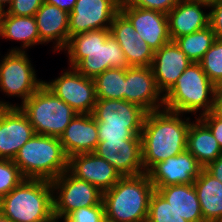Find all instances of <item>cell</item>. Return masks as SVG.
Returning a JSON list of instances; mask_svg holds the SVG:
<instances>
[{
	"label": "cell",
	"instance_id": "cell-3",
	"mask_svg": "<svg viewBox=\"0 0 222 222\" xmlns=\"http://www.w3.org/2000/svg\"><path fill=\"white\" fill-rule=\"evenodd\" d=\"M154 186L147 173L122 176L103 192L105 216L118 222H146Z\"/></svg>",
	"mask_w": 222,
	"mask_h": 222
},
{
	"label": "cell",
	"instance_id": "cell-28",
	"mask_svg": "<svg viewBox=\"0 0 222 222\" xmlns=\"http://www.w3.org/2000/svg\"><path fill=\"white\" fill-rule=\"evenodd\" d=\"M215 40V33L209 25L194 33L178 37L174 41L191 62L199 63Z\"/></svg>",
	"mask_w": 222,
	"mask_h": 222
},
{
	"label": "cell",
	"instance_id": "cell-25",
	"mask_svg": "<svg viewBox=\"0 0 222 222\" xmlns=\"http://www.w3.org/2000/svg\"><path fill=\"white\" fill-rule=\"evenodd\" d=\"M154 189L188 222H205L193 184H176Z\"/></svg>",
	"mask_w": 222,
	"mask_h": 222
},
{
	"label": "cell",
	"instance_id": "cell-24",
	"mask_svg": "<svg viewBox=\"0 0 222 222\" xmlns=\"http://www.w3.org/2000/svg\"><path fill=\"white\" fill-rule=\"evenodd\" d=\"M0 37L9 41H21L20 47H14L9 51L27 52V49L44 44L40 40L34 16H14L4 11L0 15Z\"/></svg>",
	"mask_w": 222,
	"mask_h": 222
},
{
	"label": "cell",
	"instance_id": "cell-14",
	"mask_svg": "<svg viewBox=\"0 0 222 222\" xmlns=\"http://www.w3.org/2000/svg\"><path fill=\"white\" fill-rule=\"evenodd\" d=\"M35 134L19 107H0V159L13 160Z\"/></svg>",
	"mask_w": 222,
	"mask_h": 222
},
{
	"label": "cell",
	"instance_id": "cell-22",
	"mask_svg": "<svg viewBox=\"0 0 222 222\" xmlns=\"http://www.w3.org/2000/svg\"><path fill=\"white\" fill-rule=\"evenodd\" d=\"M98 126L92 114H77L59 137L69 158L75 154L94 152L98 140Z\"/></svg>",
	"mask_w": 222,
	"mask_h": 222
},
{
	"label": "cell",
	"instance_id": "cell-8",
	"mask_svg": "<svg viewBox=\"0 0 222 222\" xmlns=\"http://www.w3.org/2000/svg\"><path fill=\"white\" fill-rule=\"evenodd\" d=\"M34 68L26 51H8L0 59V91L21 99V104L0 99V107H19L43 85Z\"/></svg>",
	"mask_w": 222,
	"mask_h": 222
},
{
	"label": "cell",
	"instance_id": "cell-31",
	"mask_svg": "<svg viewBox=\"0 0 222 222\" xmlns=\"http://www.w3.org/2000/svg\"><path fill=\"white\" fill-rule=\"evenodd\" d=\"M210 81L216 86H222V41L215 40L204 57L199 62Z\"/></svg>",
	"mask_w": 222,
	"mask_h": 222
},
{
	"label": "cell",
	"instance_id": "cell-18",
	"mask_svg": "<svg viewBox=\"0 0 222 222\" xmlns=\"http://www.w3.org/2000/svg\"><path fill=\"white\" fill-rule=\"evenodd\" d=\"M68 171L78 179L91 183L102 193L111 189L122 177L111 164L93 152L70 156Z\"/></svg>",
	"mask_w": 222,
	"mask_h": 222
},
{
	"label": "cell",
	"instance_id": "cell-26",
	"mask_svg": "<svg viewBox=\"0 0 222 222\" xmlns=\"http://www.w3.org/2000/svg\"><path fill=\"white\" fill-rule=\"evenodd\" d=\"M193 185L204 221L222 222V182L203 168Z\"/></svg>",
	"mask_w": 222,
	"mask_h": 222
},
{
	"label": "cell",
	"instance_id": "cell-41",
	"mask_svg": "<svg viewBox=\"0 0 222 222\" xmlns=\"http://www.w3.org/2000/svg\"><path fill=\"white\" fill-rule=\"evenodd\" d=\"M77 0H45L48 4L59 7L61 10H64L70 13Z\"/></svg>",
	"mask_w": 222,
	"mask_h": 222
},
{
	"label": "cell",
	"instance_id": "cell-9",
	"mask_svg": "<svg viewBox=\"0 0 222 222\" xmlns=\"http://www.w3.org/2000/svg\"><path fill=\"white\" fill-rule=\"evenodd\" d=\"M51 184L54 219H63L73 210L95 206L103 200V193L97 187L78 179L68 170L52 180Z\"/></svg>",
	"mask_w": 222,
	"mask_h": 222
},
{
	"label": "cell",
	"instance_id": "cell-12",
	"mask_svg": "<svg viewBox=\"0 0 222 222\" xmlns=\"http://www.w3.org/2000/svg\"><path fill=\"white\" fill-rule=\"evenodd\" d=\"M119 11L154 52L171 41L167 14L138 8L124 0L120 2Z\"/></svg>",
	"mask_w": 222,
	"mask_h": 222
},
{
	"label": "cell",
	"instance_id": "cell-34",
	"mask_svg": "<svg viewBox=\"0 0 222 222\" xmlns=\"http://www.w3.org/2000/svg\"><path fill=\"white\" fill-rule=\"evenodd\" d=\"M97 126L99 142L141 139L140 135H135L129 128L126 127H104V124H97Z\"/></svg>",
	"mask_w": 222,
	"mask_h": 222
},
{
	"label": "cell",
	"instance_id": "cell-4",
	"mask_svg": "<svg viewBox=\"0 0 222 222\" xmlns=\"http://www.w3.org/2000/svg\"><path fill=\"white\" fill-rule=\"evenodd\" d=\"M0 211L12 222H51L54 219L51 181L24 179L0 200Z\"/></svg>",
	"mask_w": 222,
	"mask_h": 222
},
{
	"label": "cell",
	"instance_id": "cell-30",
	"mask_svg": "<svg viewBox=\"0 0 222 222\" xmlns=\"http://www.w3.org/2000/svg\"><path fill=\"white\" fill-rule=\"evenodd\" d=\"M146 222H188L181 217L156 190L149 200Z\"/></svg>",
	"mask_w": 222,
	"mask_h": 222
},
{
	"label": "cell",
	"instance_id": "cell-23",
	"mask_svg": "<svg viewBox=\"0 0 222 222\" xmlns=\"http://www.w3.org/2000/svg\"><path fill=\"white\" fill-rule=\"evenodd\" d=\"M34 17L44 45L53 42L52 52L63 51L69 41V13L44 1Z\"/></svg>",
	"mask_w": 222,
	"mask_h": 222
},
{
	"label": "cell",
	"instance_id": "cell-37",
	"mask_svg": "<svg viewBox=\"0 0 222 222\" xmlns=\"http://www.w3.org/2000/svg\"><path fill=\"white\" fill-rule=\"evenodd\" d=\"M209 25L217 40L222 41V0H209Z\"/></svg>",
	"mask_w": 222,
	"mask_h": 222
},
{
	"label": "cell",
	"instance_id": "cell-44",
	"mask_svg": "<svg viewBox=\"0 0 222 222\" xmlns=\"http://www.w3.org/2000/svg\"><path fill=\"white\" fill-rule=\"evenodd\" d=\"M102 222H118V221L109 219L108 217L105 216Z\"/></svg>",
	"mask_w": 222,
	"mask_h": 222
},
{
	"label": "cell",
	"instance_id": "cell-10",
	"mask_svg": "<svg viewBox=\"0 0 222 222\" xmlns=\"http://www.w3.org/2000/svg\"><path fill=\"white\" fill-rule=\"evenodd\" d=\"M69 68L54 80H44L43 84L78 114H92L97 100L94 80L80 74L73 67Z\"/></svg>",
	"mask_w": 222,
	"mask_h": 222
},
{
	"label": "cell",
	"instance_id": "cell-6",
	"mask_svg": "<svg viewBox=\"0 0 222 222\" xmlns=\"http://www.w3.org/2000/svg\"><path fill=\"white\" fill-rule=\"evenodd\" d=\"M216 88L201 64L192 62L164 94V108L185 115L200 112V117L211 112Z\"/></svg>",
	"mask_w": 222,
	"mask_h": 222
},
{
	"label": "cell",
	"instance_id": "cell-2",
	"mask_svg": "<svg viewBox=\"0 0 222 222\" xmlns=\"http://www.w3.org/2000/svg\"><path fill=\"white\" fill-rule=\"evenodd\" d=\"M63 50L68 54L69 67L87 78L94 79L109 68L128 67L123 50L111 35L110 29L71 36Z\"/></svg>",
	"mask_w": 222,
	"mask_h": 222
},
{
	"label": "cell",
	"instance_id": "cell-35",
	"mask_svg": "<svg viewBox=\"0 0 222 222\" xmlns=\"http://www.w3.org/2000/svg\"><path fill=\"white\" fill-rule=\"evenodd\" d=\"M45 0H13L4 10L14 16H35Z\"/></svg>",
	"mask_w": 222,
	"mask_h": 222
},
{
	"label": "cell",
	"instance_id": "cell-16",
	"mask_svg": "<svg viewBox=\"0 0 222 222\" xmlns=\"http://www.w3.org/2000/svg\"><path fill=\"white\" fill-rule=\"evenodd\" d=\"M204 167L187 150L155 164L148 172L154 187L193 184Z\"/></svg>",
	"mask_w": 222,
	"mask_h": 222
},
{
	"label": "cell",
	"instance_id": "cell-43",
	"mask_svg": "<svg viewBox=\"0 0 222 222\" xmlns=\"http://www.w3.org/2000/svg\"><path fill=\"white\" fill-rule=\"evenodd\" d=\"M0 222H12V221L0 211Z\"/></svg>",
	"mask_w": 222,
	"mask_h": 222
},
{
	"label": "cell",
	"instance_id": "cell-39",
	"mask_svg": "<svg viewBox=\"0 0 222 222\" xmlns=\"http://www.w3.org/2000/svg\"><path fill=\"white\" fill-rule=\"evenodd\" d=\"M211 113L222 120V86L216 88Z\"/></svg>",
	"mask_w": 222,
	"mask_h": 222
},
{
	"label": "cell",
	"instance_id": "cell-27",
	"mask_svg": "<svg viewBox=\"0 0 222 222\" xmlns=\"http://www.w3.org/2000/svg\"><path fill=\"white\" fill-rule=\"evenodd\" d=\"M187 151L204 168L222 154V149L212 132L197 116L188 129Z\"/></svg>",
	"mask_w": 222,
	"mask_h": 222
},
{
	"label": "cell",
	"instance_id": "cell-13",
	"mask_svg": "<svg viewBox=\"0 0 222 222\" xmlns=\"http://www.w3.org/2000/svg\"><path fill=\"white\" fill-rule=\"evenodd\" d=\"M125 100L147 113L164 108V95L158 89L151 67L126 68Z\"/></svg>",
	"mask_w": 222,
	"mask_h": 222
},
{
	"label": "cell",
	"instance_id": "cell-20",
	"mask_svg": "<svg viewBox=\"0 0 222 222\" xmlns=\"http://www.w3.org/2000/svg\"><path fill=\"white\" fill-rule=\"evenodd\" d=\"M207 8L209 0H181L176 4L167 13L171 40L209 26V13L205 11Z\"/></svg>",
	"mask_w": 222,
	"mask_h": 222
},
{
	"label": "cell",
	"instance_id": "cell-1",
	"mask_svg": "<svg viewBox=\"0 0 222 222\" xmlns=\"http://www.w3.org/2000/svg\"><path fill=\"white\" fill-rule=\"evenodd\" d=\"M190 124V117L165 108L146 113L140 135L145 173L155 164L187 150Z\"/></svg>",
	"mask_w": 222,
	"mask_h": 222
},
{
	"label": "cell",
	"instance_id": "cell-29",
	"mask_svg": "<svg viewBox=\"0 0 222 222\" xmlns=\"http://www.w3.org/2000/svg\"><path fill=\"white\" fill-rule=\"evenodd\" d=\"M126 68H109L94 80L97 99L125 100Z\"/></svg>",
	"mask_w": 222,
	"mask_h": 222
},
{
	"label": "cell",
	"instance_id": "cell-36",
	"mask_svg": "<svg viewBox=\"0 0 222 222\" xmlns=\"http://www.w3.org/2000/svg\"><path fill=\"white\" fill-rule=\"evenodd\" d=\"M127 4L167 14L181 0H124Z\"/></svg>",
	"mask_w": 222,
	"mask_h": 222
},
{
	"label": "cell",
	"instance_id": "cell-19",
	"mask_svg": "<svg viewBox=\"0 0 222 222\" xmlns=\"http://www.w3.org/2000/svg\"><path fill=\"white\" fill-rule=\"evenodd\" d=\"M110 33L122 48L128 67H151L154 51L120 11L114 16Z\"/></svg>",
	"mask_w": 222,
	"mask_h": 222
},
{
	"label": "cell",
	"instance_id": "cell-21",
	"mask_svg": "<svg viewBox=\"0 0 222 222\" xmlns=\"http://www.w3.org/2000/svg\"><path fill=\"white\" fill-rule=\"evenodd\" d=\"M192 62L180 50L175 41H170L154 52L151 68L158 89L164 95Z\"/></svg>",
	"mask_w": 222,
	"mask_h": 222
},
{
	"label": "cell",
	"instance_id": "cell-5",
	"mask_svg": "<svg viewBox=\"0 0 222 222\" xmlns=\"http://www.w3.org/2000/svg\"><path fill=\"white\" fill-rule=\"evenodd\" d=\"M25 179L52 181L68 170L66 156L60 139L34 134L13 159Z\"/></svg>",
	"mask_w": 222,
	"mask_h": 222
},
{
	"label": "cell",
	"instance_id": "cell-7",
	"mask_svg": "<svg viewBox=\"0 0 222 222\" xmlns=\"http://www.w3.org/2000/svg\"><path fill=\"white\" fill-rule=\"evenodd\" d=\"M34 128L35 134L59 138L78 114L44 84L19 106Z\"/></svg>",
	"mask_w": 222,
	"mask_h": 222
},
{
	"label": "cell",
	"instance_id": "cell-45",
	"mask_svg": "<svg viewBox=\"0 0 222 222\" xmlns=\"http://www.w3.org/2000/svg\"><path fill=\"white\" fill-rule=\"evenodd\" d=\"M51 222H59L58 219H53Z\"/></svg>",
	"mask_w": 222,
	"mask_h": 222
},
{
	"label": "cell",
	"instance_id": "cell-42",
	"mask_svg": "<svg viewBox=\"0 0 222 222\" xmlns=\"http://www.w3.org/2000/svg\"><path fill=\"white\" fill-rule=\"evenodd\" d=\"M13 0H0V8L4 11Z\"/></svg>",
	"mask_w": 222,
	"mask_h": 222
},
{
	"label": "cell",
	"instance_id": "cell-15",
	"mask_svg": "<svg viewBox=\"0 0 222 222\" xmlns=\"http://www.w3.org/2000/svg\"><path fill=\"white\" fill-rule=\"evenodd\" d=\"M146 113L139 105L126 100L97 99L92 115L104 127H126L141 135Z\"/></svg>",
	"mask_w": 222,
	"mask_h": 222
},
{
	"label": "cell",
	"instance_id": "cell-33",
	"mask_svg": "<svg viewBox=\"0 0 222 222\" xmlns=\"http://www.w3.org/2000/svg\"><path fill=\"white\" fill-rule=\"evenodd\" d=\"M105 217L103 201L95 206L80 207L68 213L63 222H102Z\"/></svg>",
	"mask_w": 222,
	"mask_h": 222
},
{
	"label": "cell",
	"instance_id": "cell-40",
	"mask_svg": "<svg viewBox=\"0 0 222 222\" xmlns=\"http://www.w3.org/2000/svg\"><path fill=\"white\" fill-rule=\"evenodd\" d=\"M205 169L222 182V154L215 161L210 162Z\"/></svg>",
	"mask_w": 222,
	"mask_h": 222
},
{
	"label": "cell",
	"instance_id": "cell-11",
	"mask_svg": "<svg viewBox=\"0 0 222 222\" xmlns=\"http://www.w3.org/2000/svg\"><path fill=\"white\" fill-rule=\"evenodd\" d=\"M121 0H77L69 13V38L92 30L110 29Z\"/></svg>",
	"mask_w": 222,
	"mask_h": 222
},
{
	"label": "cell",
	"instance_id": "cell-32",
	"mask_svg": "<svg viewBox=\"0 0 222 222\" xmlns=\"http://www.w3.org/2000/svg\"><path fill=\"white\" fill-rule=\"evenodd\" d=\"M24 179L13 160L0 159V200Z\"/></svg>",
	"mask_w": 222,
	"mask_h": 222
},
{
	"label": "cell",
	"instance_id": "cell-17",
	"mask_svg": "<svg viewBox=\"0 0 222 222\" xmlns=\"http://www.w3.org/2000/svg\"><path fill=\"white\" fill-rule=\"evenodd\" d=\"M97 156L111 164L121 176H136L144 172L141 139L98 142Z\"/></svg>",
	"mask_w": 222,
	"mask_h": 222
},
{
	"label": "cell",
	"instance_id": "cell-38",
	"mask_svg": "<svg viewBox=\"0 0 222 222\" xmlns=\"http://www.w3.org/2000/svg\"><path fill=\"white\" fill-rule=\"evenodd\" d=\"M198 118L210 129L222 149V120L215 117L211 112Z\"/></svg>",
	"mask_w": 222,
	"mask_h": 222
}]
</instances>
